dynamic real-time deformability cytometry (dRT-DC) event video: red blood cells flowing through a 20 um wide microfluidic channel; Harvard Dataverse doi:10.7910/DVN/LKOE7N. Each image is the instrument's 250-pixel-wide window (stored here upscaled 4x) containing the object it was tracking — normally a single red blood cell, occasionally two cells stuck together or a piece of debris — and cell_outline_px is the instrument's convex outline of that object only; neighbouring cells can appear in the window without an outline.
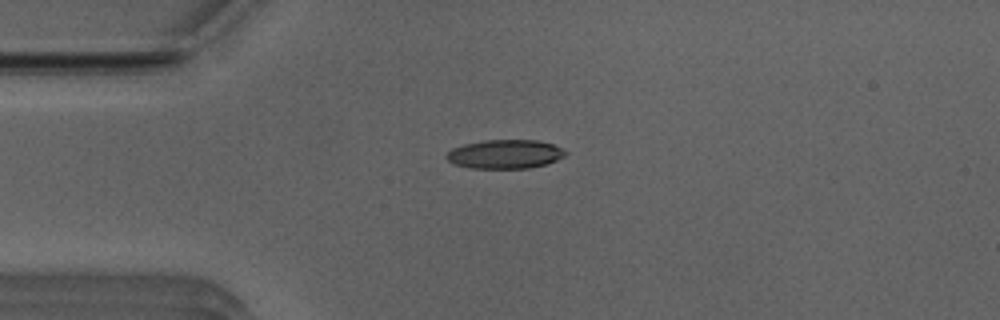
{"species": "Egyptian fruit bat (a non-hibernating species)", "species_latin": "Rousettus aegyptiacus", "temperature_condition": "room temperature", "stored_images_in_passage": 40, "camera_frame_rate_fps": 3000, "um_per_image_px": 0.085, "animal": {"sex": "male"}, "frame": {"image": 1, "passage_image": 1, "time_ms": 0.0, "image_size_px": [1000, 320], "cell_outline_px": [[568, 152], [564, 156], [556, 160], [544, 164], [528, 168], [472, 168], [452, 164], [444, 156], [452, 148], [464, 144], [484, 140], [536, 140], [552, 144]], "centroid_in_image_um": [42.88, 13.1], "position_along_channel_um": 42.1, "area_um2": 19.94}}
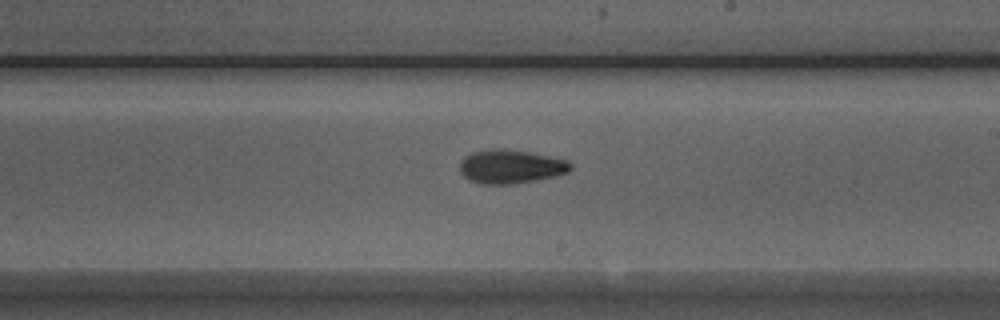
{"frame": {"image": 2, "passage_image": 18, "time_ms": 5.667, "image_size_px": [1000, 320], "cell_outline_px": [[572, 168], [568, 172], [536, 180], [508, 184], [480, 184], [468, 180], [460, 172], [460, 160], [464, 156], [472, 152], [492, 148], [504, 148], [528, 152], [568, 160], [572, 164]], "centroid_in_image_um": [43.36, 14.15], "position_along_channel_um": 245.6, "area_um2": 21.85}}
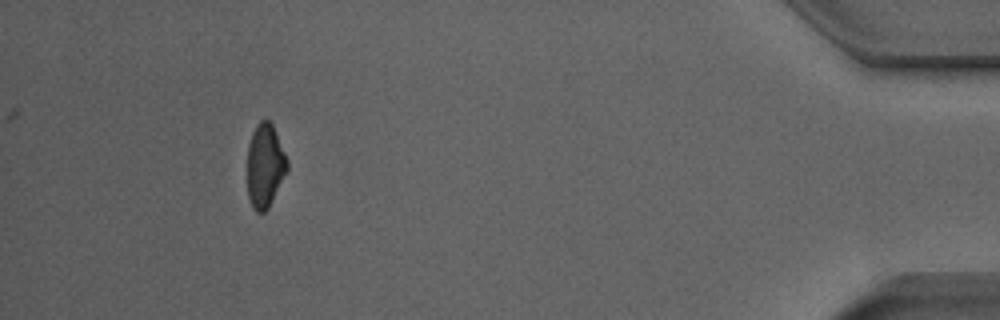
{"frame": {"image": 3, "passage_image": 36, "time_ms": 11.667, "image_size_px": [1000, 320], "cell_outline_px": [[288, 168], [268, 208], [264, 212], [256, 212], [252, 208], [248, 196], [248, 144], [252, 132], [256, 124], [260, 120], [268, 120], [272, 124], [288, 160]], "centroid_in_image_um": [22.51, 14.07], "position_along_channel_um": 412.7, "area_um2": 19.31}, "authors_computed_cell_mechanics": {"area_um2": 20.6057, "velocity_mm_per_s": 3.9433, "shape_relaxation_time_tau1_ms": 4.4361, "shape_relaxation_time_tau2_ms": 5.2362, "deformation_change_tau1": 0.1524, "deformation_change_tau2": 0.1121}}